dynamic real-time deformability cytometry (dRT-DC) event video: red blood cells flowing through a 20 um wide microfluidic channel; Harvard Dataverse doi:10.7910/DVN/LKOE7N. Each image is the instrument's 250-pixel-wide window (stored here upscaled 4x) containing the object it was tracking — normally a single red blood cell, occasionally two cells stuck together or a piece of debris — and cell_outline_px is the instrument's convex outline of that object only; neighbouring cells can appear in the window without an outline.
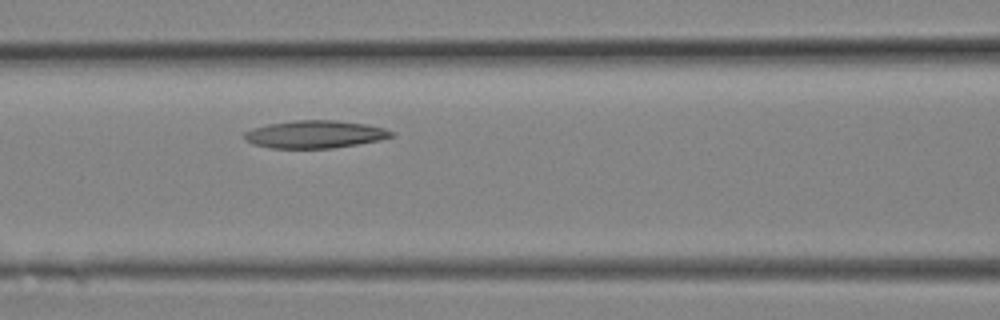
{"species": "Egyptian fruit bat (a non-hibernating species)", "species_latin": "Rousettus aegyptiacus", "temperature_condition": "room temperature", "stored_images_in_passage": 7, "camera_frame_rate_fps": 3000, "um_per_image_px": 0.085, "animal": {"sex": "female"}, "frame": {"image": 1, "passage_image": 7, "time_ms": 2.0, "image_size_px": [1000, 320], "cell_outline_px": [[392, 136], [380, 140], [332, 148], [272, 148], [252, 144], [244, 140], [244, 132], [252, 128], [268, 124], [296, 120], [336, 120], [368, 124], [384, 128], [392, 132]], "centroid_in_image_um": [26.73, 11.41], "position_along_channel_um": 139.9, "area_um2": 23.64}}